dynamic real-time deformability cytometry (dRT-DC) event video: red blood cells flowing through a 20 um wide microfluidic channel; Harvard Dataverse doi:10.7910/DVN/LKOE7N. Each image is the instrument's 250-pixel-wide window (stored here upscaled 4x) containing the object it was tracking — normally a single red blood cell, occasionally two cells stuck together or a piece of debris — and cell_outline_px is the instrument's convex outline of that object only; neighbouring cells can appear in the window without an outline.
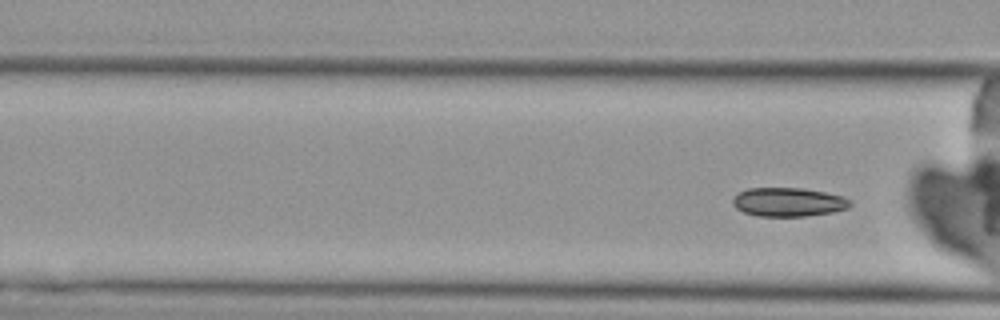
{"species": "Egyptian fruit bat (a non-hibernating species)", "species_latin": "Rousettus aegyptiacus", "temperature_condition": "cold", "stored_images_in_passage": 8, "segment_of_instrument_passage": [2, 2], "camera_frame_rate_fps": 3000, "um_per_image_px": 0.085, "animal": {"sex": "female"}, "frame": {"image": 1, "passage_image": 8, "time_ms": 9.667, "image_size_px": [1000, 320], "cell_outline_px": [[852, 204], [848, 208], [832, 212], [804, 216], [756, 216], [744, 212], [736, 208], [732, 204], [732, 200], [740, 192], [748, 188], [800, 188], [824, 192], [844, 196]], "centroid_in_image_um": [67.0, 17.18], "position_along_channel_um": 99.6, "area_um2": 19.59}}